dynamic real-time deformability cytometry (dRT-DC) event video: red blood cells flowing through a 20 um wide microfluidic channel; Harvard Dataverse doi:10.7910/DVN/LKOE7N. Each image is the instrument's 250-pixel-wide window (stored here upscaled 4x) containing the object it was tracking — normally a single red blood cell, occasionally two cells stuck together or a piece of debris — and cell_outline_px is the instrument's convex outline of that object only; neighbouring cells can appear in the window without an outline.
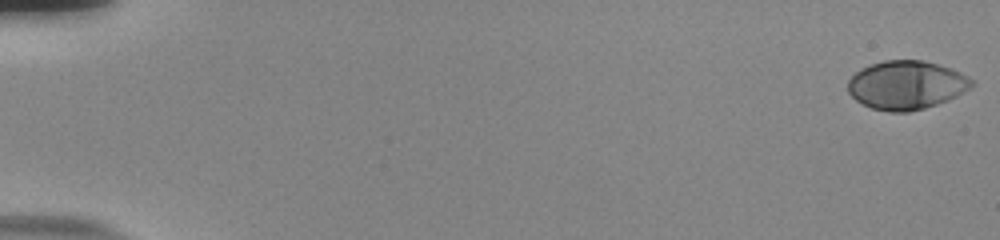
{"species": "human", "species_latin": "Homo sapiens", "temperature_condition": "room temperature", "stored_images_in_passage": 56, "camera_frame_rate_fps": 3000, "um_per_image_px": 0.085, "donor": {"sex": "male"}, "frame": {"image": 1, "passage_image": 1, "time_ms": 0.0, "image_size_px": [1000, 240], "cell_outline_px": [[976, 84], [956, 96], [948, 100], [924, 108], [908, 112], [888, 112], [872, 108], [856, 100], [848, 92], [848, 80], [860, 68], [884, 60], [924, 60], [952, 68], [968, 76]], "centroid_in_image_um": [77.05, 7.22], "position_along_channel_um": 8.0, "area_um2": 35.14}}
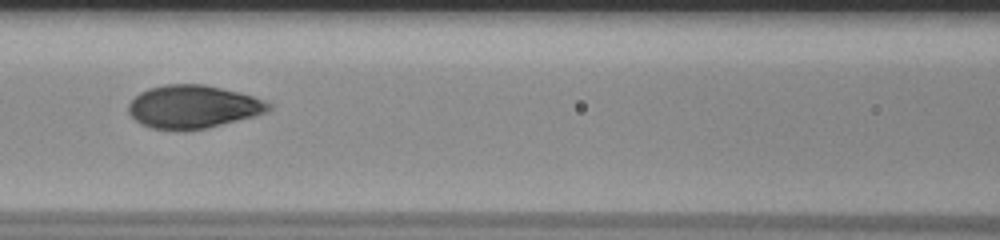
{"frame": {"image": 2, "passage_image": 27, "time_ms": 8.667, "image_size_px": [1000, 240], "cell_outline_px": [[272, 108], [268, 112], [256, 116], [208, 128], [152, 128], [140, 124], [128, 112], [128, 104], [140, 92], [148, 88], [168, 84], [204, 84], [252, 96], [264, 100], [272, 104]], "centroid_in_image_um": [16.44, 9.06], "position_along_channel_um": 150.2, "area_um2": 34.74}}
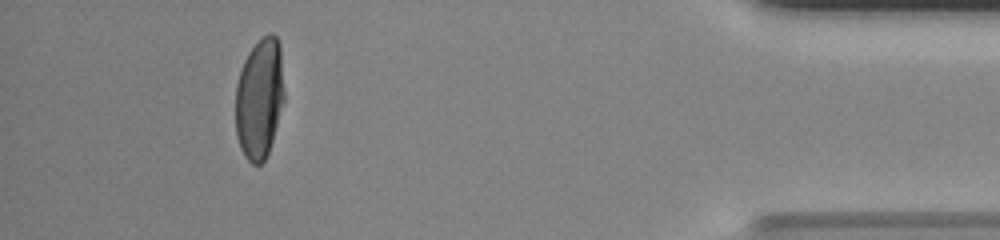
{"frame": {"image": 3, "passage_image": 52, "time_ms": 17.0, "image_size_px": [1000, 240], "cell_outline_px": [[284, 100], [272, 140], [268, 152], [264, 160], [260, 164], [252, 164], [244, 156], [240, 148], [236, 136], [236, 84], [244, 60], [248, 52], [268, 32], [272, 32], [276, 36], [280, 44], [284, 92]], "centroid_in_image_um": [22.05, 8.36], "position_along_channel_um": 413.1, "area_um2": 34.16}, "authors_computed_cell_mechanics": {"area_um2": 35.1713, "velocity_mm_per_s": 3.756, "shape_relaxation_time_tau1_ms": 4.1914, "shape_relaxation_time_tau2_ms": null, "deformation_change_tau1": 0.2012, "deformation_change_tau2": null}}